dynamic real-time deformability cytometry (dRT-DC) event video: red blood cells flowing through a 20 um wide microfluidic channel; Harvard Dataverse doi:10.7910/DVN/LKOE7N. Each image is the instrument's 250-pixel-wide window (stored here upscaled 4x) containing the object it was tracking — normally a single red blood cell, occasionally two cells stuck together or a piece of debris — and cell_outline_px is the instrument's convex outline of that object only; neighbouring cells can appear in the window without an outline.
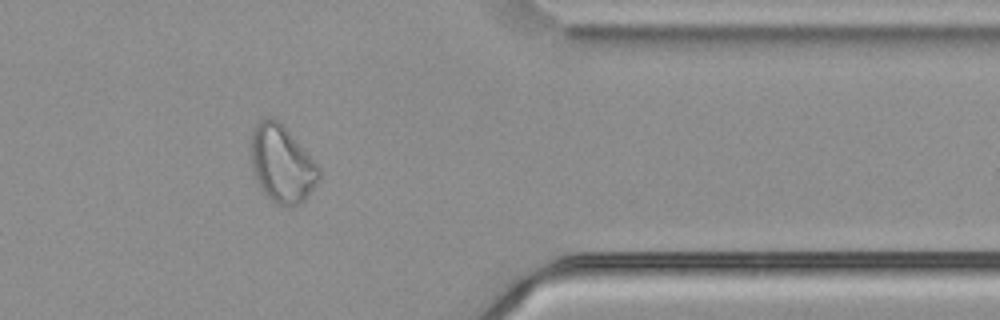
{"species": "common noctule bat (a hibernating species)", "species_latin": "Nyctalus noctula", "temperature_condition": "cold", "stored_images_in_passage": 37, "camera_frame_rate_fps": 3000, "um_per_image_px": 0.085, "animal": {"sex": "male", "body_mass_g": 21.5, "forearm_length_mm": 52.0}, "frame": {"image": 1, "passage_image": 27, "time_ms": 8.667, "image_size_px": [1000, 320], "cell_outline_px": [[320, 176], [316, 184], [304, 200], [300, 204], [276, 204], [260, 188], [256, 180], [252, 168], [252, 128], [260, 120], [268, 116], [272, 116], [280, 120], [284, 124], [320, 168]], "centroid_in_image_um": [23.95, 13.87], "position_along_channel_um": 387.4, "area_um2": 30.4}}